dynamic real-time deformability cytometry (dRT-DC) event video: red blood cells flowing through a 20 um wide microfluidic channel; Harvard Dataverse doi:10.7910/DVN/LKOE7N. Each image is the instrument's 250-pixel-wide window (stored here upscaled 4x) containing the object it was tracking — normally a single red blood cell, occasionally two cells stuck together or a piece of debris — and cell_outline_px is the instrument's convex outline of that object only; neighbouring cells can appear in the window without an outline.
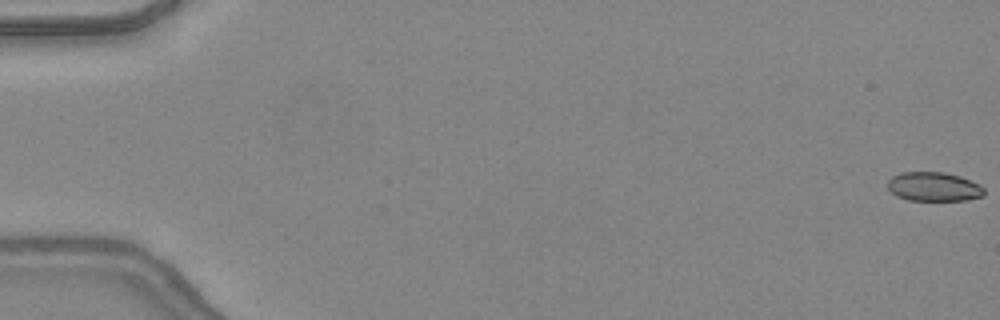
{"species": "common noctule bat (a hibernating species)", "species_latin": "Nyctalus noctula", "temperature_condition": "warm", "stored_images_in_passage": 15, "camera_frame_rate_fps": 3000, "um_per_image_px": 0.085, "animal": {"sex": "female", "body_mass_g": 24.6, "forearm_length_mm": 56.2}, "frame": {"image": 1, "passage_image": 1, "time_ms": 0.0, "image_size_px": [1000, 320], "cell_outline_px": [[984, 196], [968, 200], [908, 200], [896, 196], [888, 188], [888, 180], [892, 176], [904, 172], [944, 172], [960, 176], [980, 184], [984, 188]], "centroid_in_image_um": [79.39, 15.87], "position_along_channel_um": 5.6, "area_um2": 16.42}}
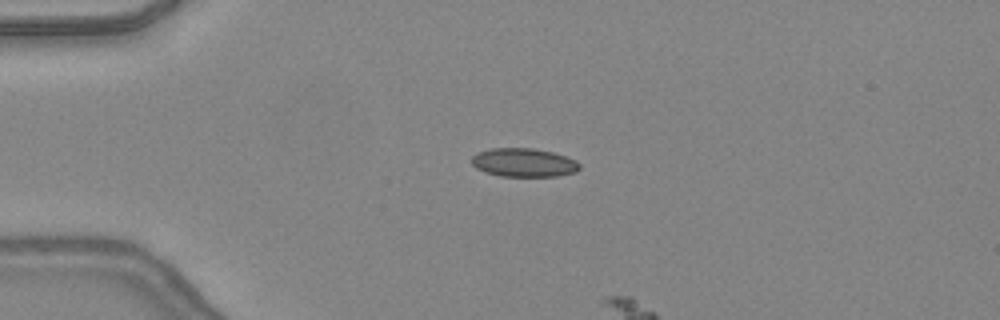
{"frame": {"image": 2, "passage_image": 13, "time_ms": 4.0, "image_size_px": [1000, 320], "cell_outline_px": [[580, 168], [576, 172], [556, 176], [500, 176], [484, 172], [476, 168], [472, 164], [472, 156], [476, 152], [488, 148], [532, 148], [552, 152], [576, 160], [580, 164]], "centroid_in_image_um": [44.49, 13.81], "position_along_channel_um": 40.5, "area_um2": 18.09}}